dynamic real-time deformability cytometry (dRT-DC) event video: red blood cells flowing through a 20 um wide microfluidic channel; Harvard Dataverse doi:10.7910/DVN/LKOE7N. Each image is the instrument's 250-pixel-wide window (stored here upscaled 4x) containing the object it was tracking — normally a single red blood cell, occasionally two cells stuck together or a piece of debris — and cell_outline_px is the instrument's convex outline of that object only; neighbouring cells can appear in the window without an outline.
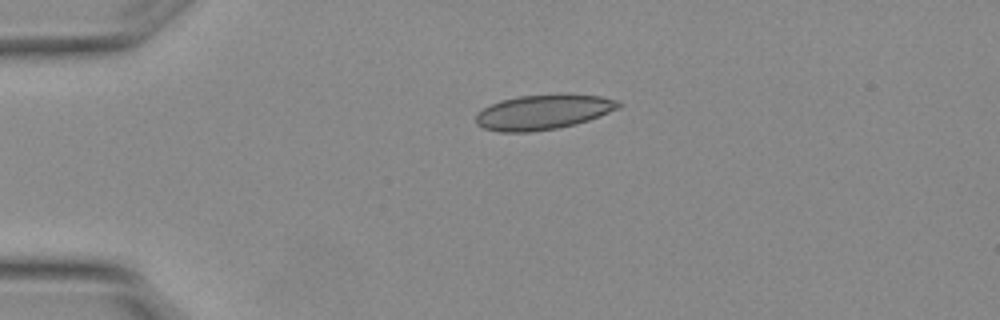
{"species": "Egyptian fruit bat (a non-hibernating species)", "species_latin": "Rousettus aegyptiacus", "temperature_condition": "warm", "stored_images_in_passage": 5, "camera_frame_rate_fps": 3000, "um_per_image_px": 0.085, "animal": {"sex": "female"}, "frame": {"image": 1, "passage_image": 4, "time_ms": 1.0, "image_size_px": [1000, 320], "cell_outline_px": [[624, 104], [620, 108], [600, 116], [576, 124], [556, 128], [528, 132], [500, 132], [484, 128], [476, 124], [476, 116], [484, 108], [500, 100], [520, 96], [556, 92], [568, 92], [600, 96], [620, 100]], "centroid_in_image_um": [46.26, 9.48], "position_along_channel_um": 38.7, "area_um2": 29.65}}